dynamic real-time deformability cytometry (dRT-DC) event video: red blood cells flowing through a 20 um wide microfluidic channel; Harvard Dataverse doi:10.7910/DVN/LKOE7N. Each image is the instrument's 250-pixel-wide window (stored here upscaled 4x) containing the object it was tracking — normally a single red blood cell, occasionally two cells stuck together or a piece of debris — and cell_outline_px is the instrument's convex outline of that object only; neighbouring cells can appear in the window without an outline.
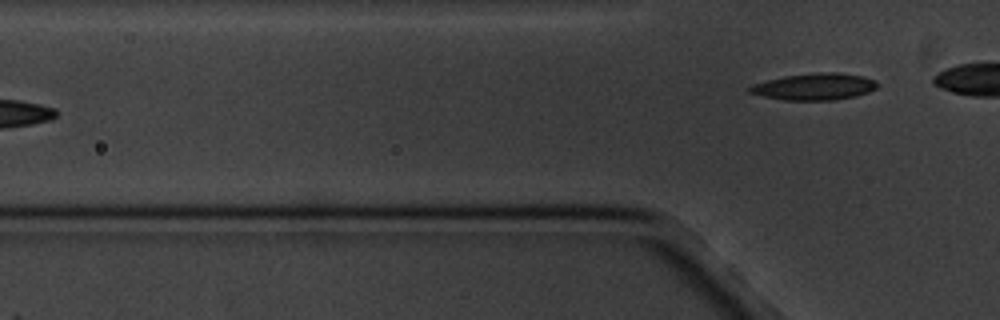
{"species": "common noctule bat (a hibernating species)", "species_latin": "Nyctalus noctula", "temperature_condition": "cold", "stored_images_in_passage": 5, "segment_of_instrument_passage": [2, 2], "camera_frame_rate_fps": 3000, "um_per_image_px": 0.085, "animal": {"sex": "male", "body_mass_g": 20.1, "forearm_length_mm": 53.5}, "frame": {"image": 1, "passage_image": 5, "time_ms": 4.333, "image_size_px": [1000, 320], "cell_outline_px": [[876, 88], [868, 92], [856, 96], [836, 100], [784, 100], [764, 96], [748, 92], [748, 88], [752, 84], [784, 76], [820, 72], [836, 72], [864, 76], [876, 80]], "centroid_in_image_um": [69.24, 7.36], "position_along_channel_um": 56.6, "area_um2": 19.83}}